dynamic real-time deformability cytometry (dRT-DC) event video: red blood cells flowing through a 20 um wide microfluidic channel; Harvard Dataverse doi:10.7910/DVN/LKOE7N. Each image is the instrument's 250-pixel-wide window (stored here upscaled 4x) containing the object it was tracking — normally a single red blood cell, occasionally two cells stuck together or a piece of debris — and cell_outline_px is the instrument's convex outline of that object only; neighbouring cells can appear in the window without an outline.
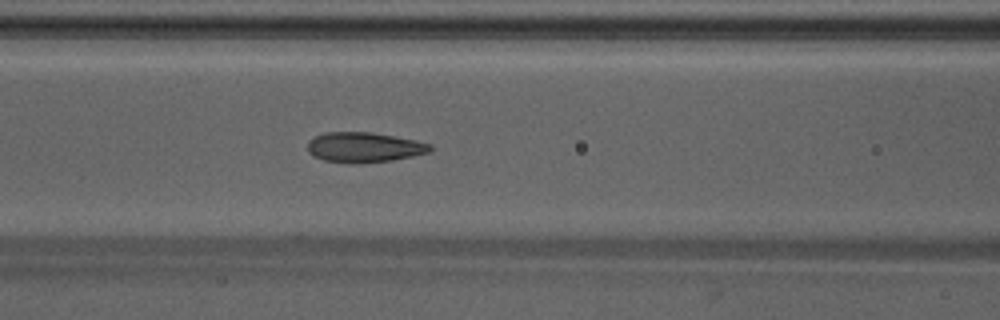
{"species": "Egyptian fruit bat (a non-hibernating species)", "species_latin": "Rousettus aegyptiacus", "temperature_condition": "warm", "stored_images_in_passage": 49, "camera_frame_rate_fps": 3000, "um_per_image_px": 0.085, "animal": {"sex": "male"}, "frame": {"image": 1, "passage_image": 21, "time_ms": 6.667, "image_size_px": [1000, 320], "cell_outline_px": [[432, 152], [392, 160], [356, 164], [352, 164], [324, 160], [312, 156], [308, 152], [308, 144], [316, 136], [324, 132], [372, 132], [416, 140], [432, 144]], "centroid_in_image_um": [30.98, 12.53], "position_along_channel_um": 135.6, "area_um2": 21.62}}
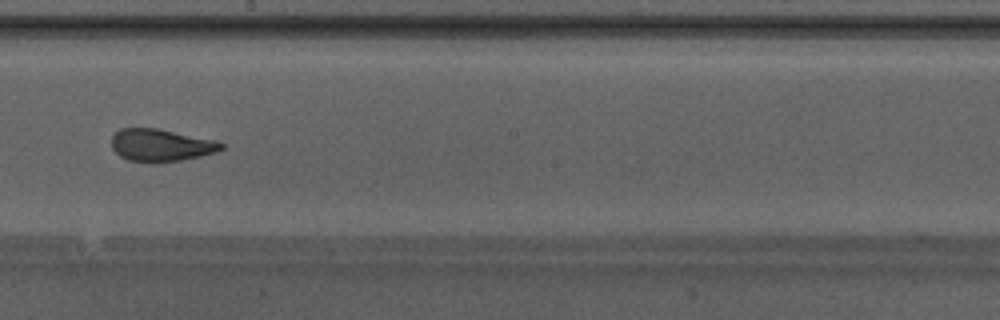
{"frame": {"image": 2, "passage_image": 28, "time_ms": 9.0, "image_size_px": [1000, 320], "cell_outline_px": [[224, 148], [216, 152], [200, 156], [180, 160], [152, 164], [128, 160], [120, 156], [112, 148], [112, 136], [120, 128], [156, 128], [216, 140], [224, 144]], "centroid_in_image_um": [13.67, 12.35], "position_along_channel_um": 234.5, "area_um2": 20.87}}
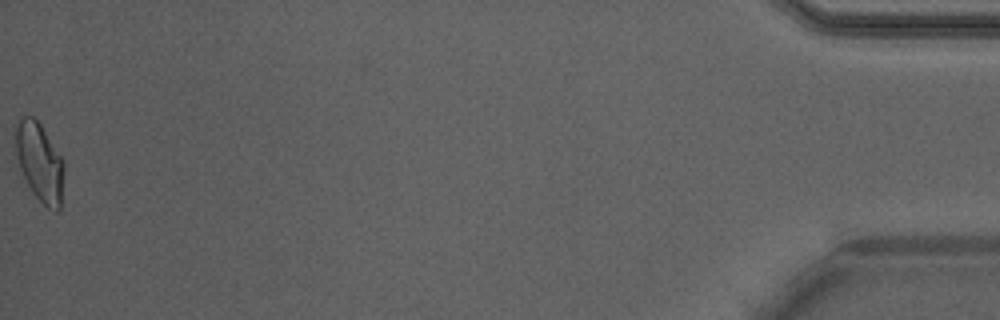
{"frame": {"image": 3, "passage_image": 49, "time_ms": 16.0, "image_size_px": [1000, 320], "cell_outline_px": [[64, 172], [60, 212], [56, 212], [48, 208], [32, 192], [20, 168], [16, 156], [16, 124], [24, 116], [32, 116], [40, 124], [64, 160]], "centroid_in_image_um": [3.4, 13.81], "position_along_channel_um": 431.8, "area_um2": 22.02}, "authors_computed_cell_mechanics": {"area_um2": 21.6172, "velocity_mm_per_s": 4.2508, "shape_relaxation_time_tau1_ms": 9.8973, "shape_relaxation_time_tau2_ms": 1.1954, "deformation_change_tau1": 0.2578, "deformation_change_tau2": 0.0674}}